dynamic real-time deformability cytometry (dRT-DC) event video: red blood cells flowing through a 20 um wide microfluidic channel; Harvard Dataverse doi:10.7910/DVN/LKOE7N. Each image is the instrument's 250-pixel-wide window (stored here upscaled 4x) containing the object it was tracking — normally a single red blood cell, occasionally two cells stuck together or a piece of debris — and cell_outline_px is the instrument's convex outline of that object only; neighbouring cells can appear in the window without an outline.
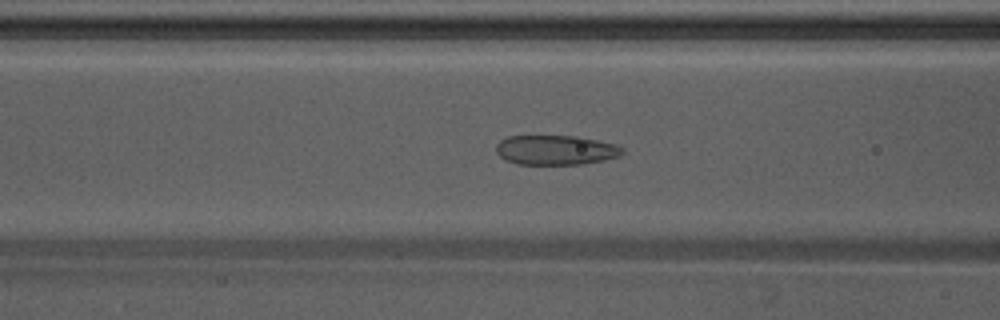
{"species": "Egyptian fruit bat (a non-hibernating species)", "species_latin": "Rousettus aegyptiacus", "temperature_condition": "warm", "stored_images_in_passage": 52, "camera_frame_rate_fps": 3000, "um_per_image_px": 0.085, "animal": {"sex": "male"}, "frame": {"image": 1, "passage_image": 19, "time_ms": 6.0, "image_size_px": [1000, 320], "cell_outline_px": [[624, 152], [620, 156], [604, 160], [584, 164], [516, 164], [500, 156], [496, 152], [496, 144], [500, 140], [508, 136], [576, 136], [616, 144], [624, 148]], "centroid_in_image_um": [47.25, 12.75], "position_along_channel_um": 119.3, "area_um2": 21.85}}
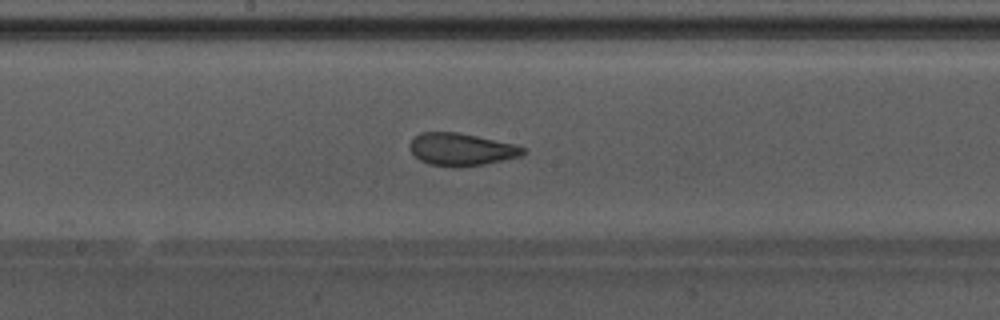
{"frame": {"image": 2, "passage_image": 26, "time_ms": 8.333, "image_size_px": [1000, 320], "cell_outline_px": [[528, 148], [520, 156], [484, 164], [460, 168], [428, 164], [420, 160], [408, 148], [408, 144], [420, 132], [456, 132], [476, 136], [512, 144]], "centroid_in_image_um": [39.17, 12.71], "position_along_channel_um": 209.0, "area_um2": 21.33}}
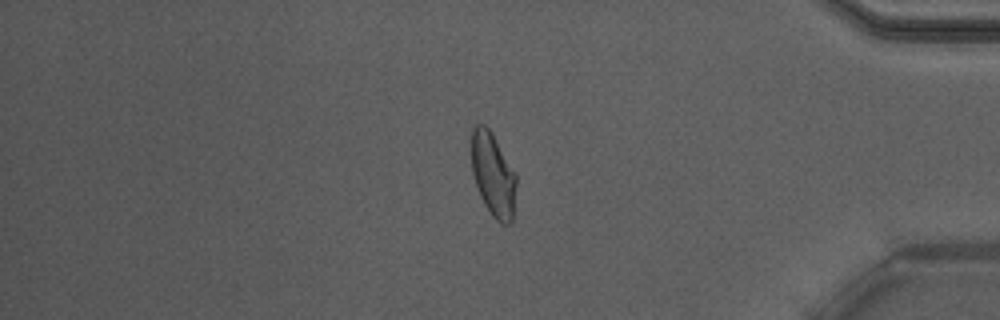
{"frame": {"image": 3, "passage_image": 43, "time_ms": 14.0, "image_size_px": [1000, 320], "cell_outline_px": [[516, 184], [512, 220], [508, 224], [504, 224], [496, 220], [492, 216], [484, 204], [480, 196], [472, 172], [472, 128], [476, 124], [484, 124], [488, 128], [516, 172]], "centroid_in_image_um": [41.91, 14.85], "position_along_channel_um": 393.3, "area_um2": 21.62}, "authors_computed_cell_mechanics": {"area_um2": 22.4842, "velocity_mm_per_s": 3.8386, "shape_relaxation_time_tau1_ms": 5.8368, "shape_relaxation_time_tau2_ms": 1.0199, "deformation_change_tau1": 0.1598, "deformation_change_tau2": 0.0788}}